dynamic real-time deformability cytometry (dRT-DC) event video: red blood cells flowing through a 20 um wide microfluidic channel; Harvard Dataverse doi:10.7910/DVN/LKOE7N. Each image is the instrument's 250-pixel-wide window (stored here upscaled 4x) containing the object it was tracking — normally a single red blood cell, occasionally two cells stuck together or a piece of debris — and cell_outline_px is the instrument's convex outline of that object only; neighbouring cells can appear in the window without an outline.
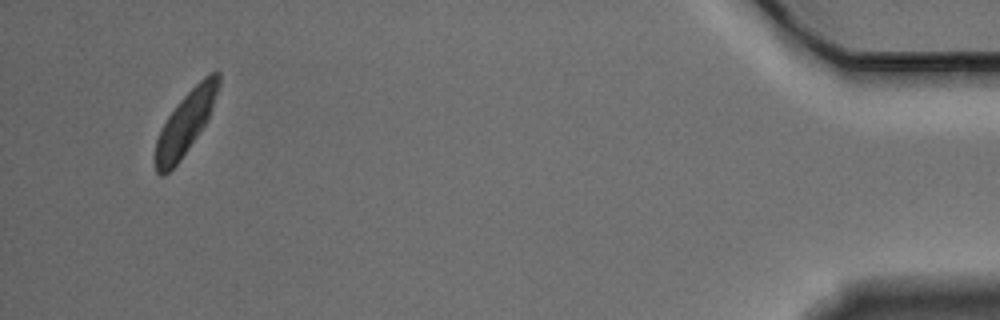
{"species": "Egyptian fruit bat (a non-hibernating species)", "species_latin": "Rousettus aegyptiacus", "temperature_condition": "warm", "stored_images_in_passage": 15, "camera_frame_rate_fps": 3000, "um_per_image_px": 0.085, "animal": {"sex": "male"}, "frame": {"image": 1, "passage_image": 15, "time_ms": 4.667, "image_size_px": [1000, 320], "cell_outline_px": [[220, 84], [208, 120], [180, 160], [164, 176], [160, 176], [156, 172], [156, 140], [168, 116], [176, 104], [204, 76], [212, 72], [220, 72]], "centroid_in_image_um": [15.79, 10.43], "position_along_channel_um": 419.4, "area_um2": 22.6}}